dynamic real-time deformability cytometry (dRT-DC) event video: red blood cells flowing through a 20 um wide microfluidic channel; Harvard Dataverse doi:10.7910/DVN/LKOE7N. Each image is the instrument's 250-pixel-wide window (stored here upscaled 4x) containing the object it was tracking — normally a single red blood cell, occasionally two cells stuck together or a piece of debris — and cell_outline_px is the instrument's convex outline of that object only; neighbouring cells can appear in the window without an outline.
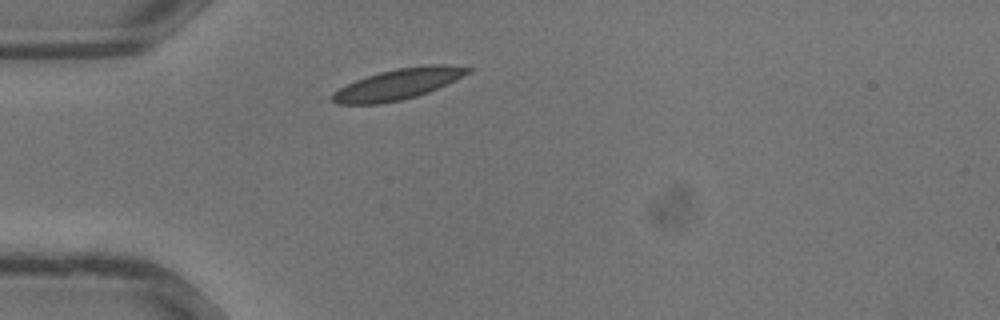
{"species": "common noctule bat (a hibernating species)", "species_latin": "Nyctalus noctula", "temperature_condition": "warm", "stored_images_in_passage": 26, "camera_frame_rate_fps": 3000, "um_per_image_px": 0.085, "animal": {"sex": "male", "body_mass_g": 13.3}, "frame": {"image": 1, "passage_image": 1, "time_ms": 0.0, "image_size_px": [1000, 320], "cell_outline_px": [[472, 72], [428, 92], [416, 96], [400, 100], [380, 104], [336, 104], [328, 96], [332, 92], [356, 80], [380, 72], [396, 68], [436, 64], [444, 64], [472, 68]], "centroid_in_image_um": [33.81, 7.16], "position_along_channel_um": 51.2, "area_um2": 24.1}}
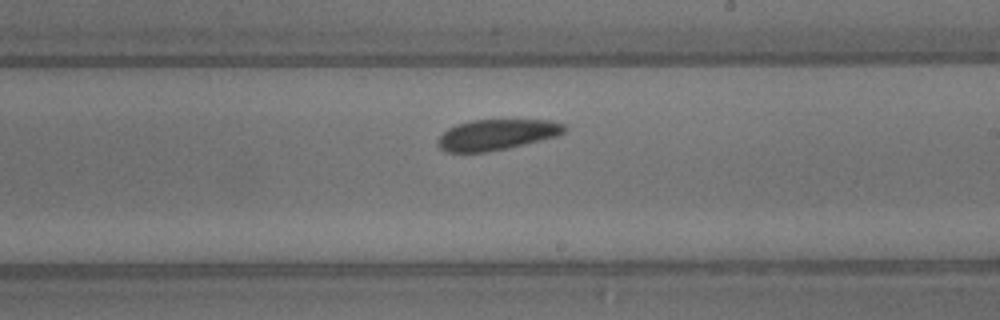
{"frame": {"image": 2, "passage_image": 12, "time_ms": 3.667, "image_size_px": [1000, 320], "cell_outline_px": [[568, 128], [560, 136], [508, 148], [488, 152], [444, 152], [436, 144], [436, 140], [448, 128], [456, 124], [472, 120], [552, 120], [564, 124]], "centroid_in_image_um": [42.24, 11.45], "position_along_channel_um": 246.8, "area_um2": 22.95}}
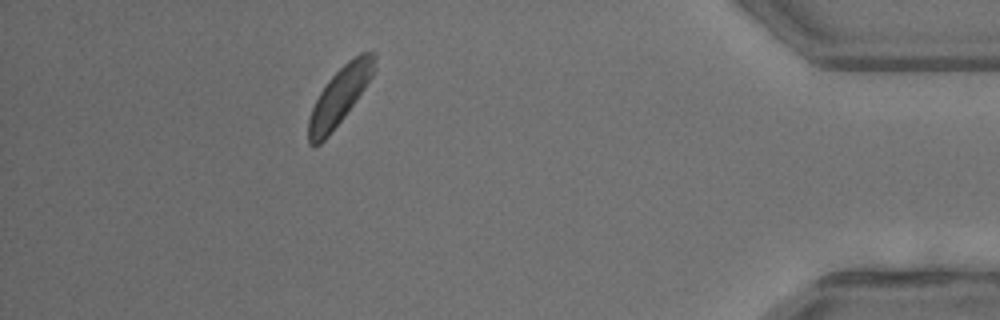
{"frame": {"image": 3, "passage_image": 23, "time_ms": 7.333, "image_size_px": [1000, 320], "cell_outline_px": [[376, 68], [372, 76], [356, 100], [344, 116], [328, 136], [320, 144], [308, 144], [308, 120], [312, 108], [320, 92], [328, 80], [348, 60], [360, 52], [376, 52]], "centroid_in_image_um": [28.88, 8.12], "position_along_channel_um": 406.3, "area_um2": 21.73}}